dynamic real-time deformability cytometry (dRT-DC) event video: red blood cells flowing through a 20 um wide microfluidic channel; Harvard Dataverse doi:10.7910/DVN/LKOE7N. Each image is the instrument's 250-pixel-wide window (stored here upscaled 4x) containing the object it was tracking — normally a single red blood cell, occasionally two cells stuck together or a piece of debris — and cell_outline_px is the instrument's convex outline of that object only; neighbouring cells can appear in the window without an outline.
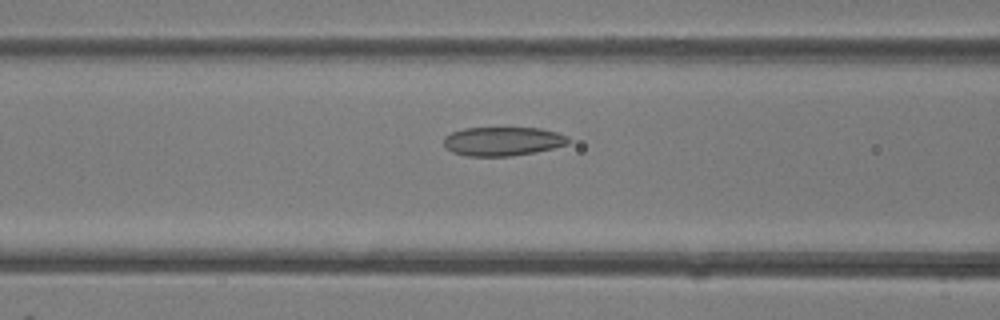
{"species": "common noctule bat (a hibernating species)", "species_latin": "Nyctalus noctula", "temperature_condition": "room temperature", "stored_images_in_passage": 27, "camera_frame_rate_fps": 3000, "um_per_image_px": 0.085, "animal": {"sex": "female"}, "frame": {"image": 1, "passage_image": 7, "time_ms": 2.0, "image_size_px": [1000, 320], "cell_outline_px": [[568, 144], [536, 152], [512, 156], [464, 156], [452, 152], [444, 144], [444, 136], [452, 132], [464, 128], [540, 128], [556, 132], [568, 136]], "centroid_in_image_um": [42.72, 12.01], "position_along_channel_um": 123.9, "area_um2": 20.98}}
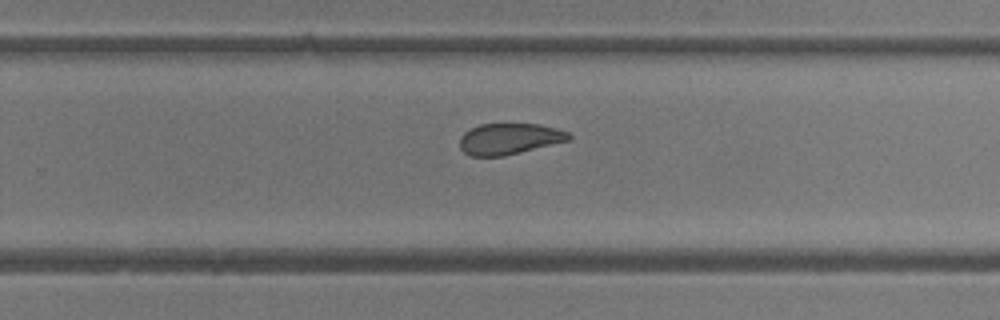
{"frame": {"image": 2, "passage_image": 17, "time_ms": 5.333, "image_size_px": [1000, 320], "cell_outline_px": [[572, 136], [568, 140], [504, 156], [472, 156], [464, 152], [460, 148], [460, 136], [464, 132], [480, 124], [540, 124], [556, 128], [568, 132]], "centroid_in_image_um": [43.26, 11.79], "position_along_channel_um": 286.5, "area_um2": 19.59}}
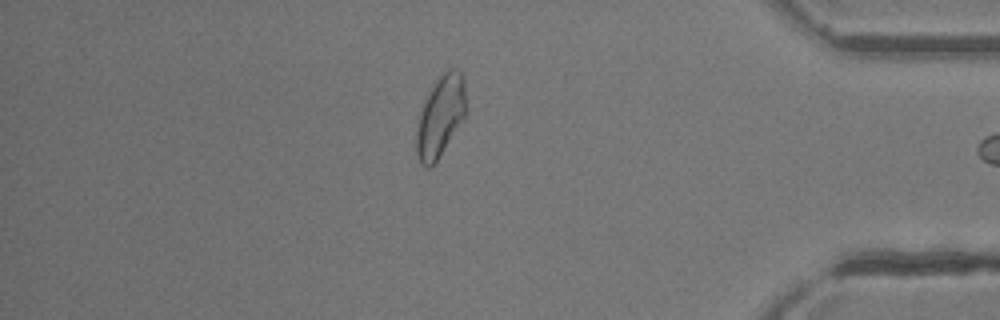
{"frame": {"image": 3, "passage_image": 26, "time_ms": 8.333, "image_size_px": [1000, 320], "cell_outline_px": [[464, 116], [436, 160], [428, 168], [420, 164], [416, 156], [416, 132], [420, 112], [424, 100], [436, 76], [448, 68], [456, 68], [460, 72], [464, 80]], "centroid_in_image_um": [37.38, 9.82], "position_along_channel_um": 397.8, "area_um2": 23.0}}